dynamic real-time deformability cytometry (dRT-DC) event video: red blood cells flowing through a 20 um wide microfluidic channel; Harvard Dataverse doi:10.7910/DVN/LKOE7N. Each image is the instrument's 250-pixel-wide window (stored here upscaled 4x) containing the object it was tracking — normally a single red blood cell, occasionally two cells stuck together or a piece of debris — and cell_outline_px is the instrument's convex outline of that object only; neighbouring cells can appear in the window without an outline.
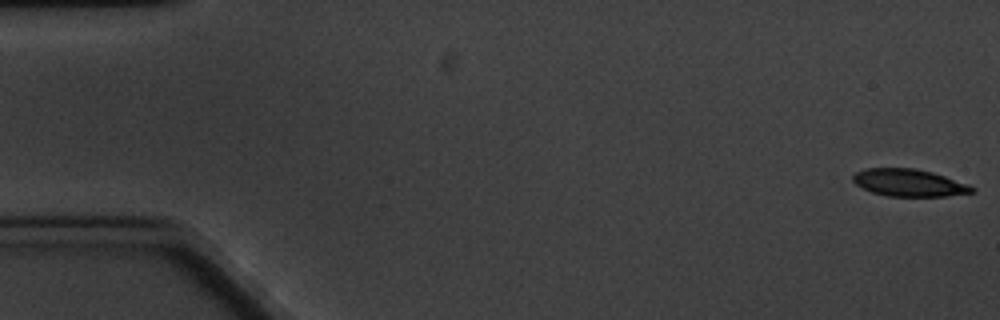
{"species": "common noctule bat (a hibernating species)", "species_latin": "Nyctalus noctula", "temperature_condition": "cold", "stored_images_in_passage": 4, "camera_frame_rate_fps": 3000, "um_per_image_px": 0.085, "animal": {"sex": "male", "body_mass_g": 20.1, "forearm_length_mm": 53.5}, "frame": {"image": 1, "passage_image": 1, "time_ms": 0.0, "image_size_px": [1000, 320], "cell_outline_px": [[976, 192], [948, 196], [888, 196], [872, 192], [856, 184], [852, 180], [852, 176], [856, 172], [868, 168], [912, 168], [932, 172], [968, 184], [976, 188]], "centroid_in_image_um": [77.29, 15.54], "position_along_channel_um": 7.7, "area_um2": 18.84}}